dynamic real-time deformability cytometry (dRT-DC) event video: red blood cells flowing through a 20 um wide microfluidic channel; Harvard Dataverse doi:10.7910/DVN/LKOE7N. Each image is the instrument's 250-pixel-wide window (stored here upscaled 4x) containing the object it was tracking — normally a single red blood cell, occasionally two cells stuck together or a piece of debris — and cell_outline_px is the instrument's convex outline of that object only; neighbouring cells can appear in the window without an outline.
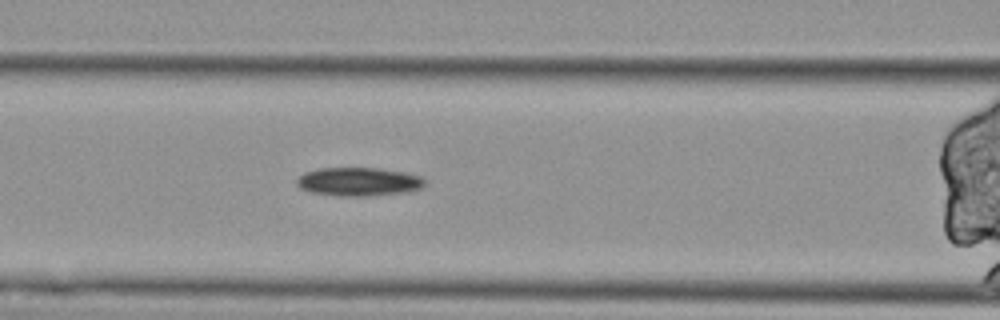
{"species": "Egyptian fruit bat (a non-hibernating species)", "species_latin": "Rousettus aegyptiacus", "temperature_condition": "cold", "stored_images_in_passage": 41, "camera_frame_rate_fps": 3000, "um_per_image_px": 0.085, "animal": {"sex": "female"}, "frame": {"image": 1, "passage_image": 11, "time_ms": 3.333, "image_size_px": [1000, 320], "cell_outline_px": [[424, 184], [420, 188], [408, 192], [368, 196], [344, 196], [312, 192], [300, 188], [296, 184], [296, 180], [304, 172], [320, 168], [380, 168], [404, 172], [420, 176], [424, 180]], "centroid_in_image_um": [30.48, 15.44], "position_along_channel_um": 136.1, "area_um2": 21.21}}
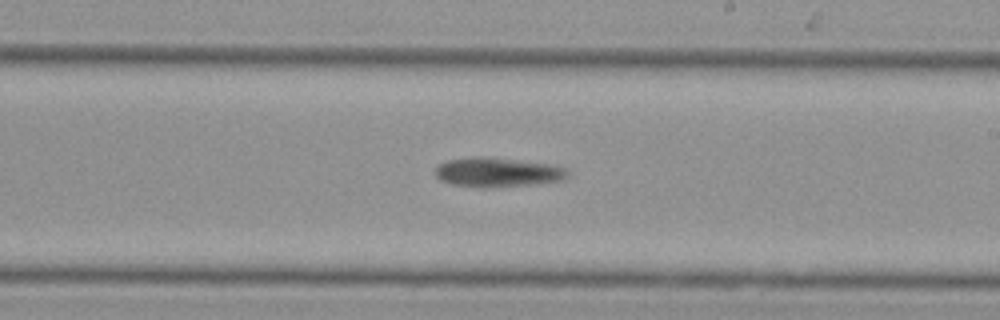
{"frame": {"image": 2, "passage_image": 21, "time_ms": 6.667, "image_size_px": [1000, 320], "cell_outline_px": [[568, 176], [564, 180], [532, 184], [484, 188], [452, 184], [440, 180], [436, 176], [436, 168], [440, 164], [448, 160], [476, 156], [484, 156], [556, 164], [568, 168]], "centroid_in_image_um": [42.35, 14.63], "position_along_channel_um": 246.7, "area_um2": 22.89}}
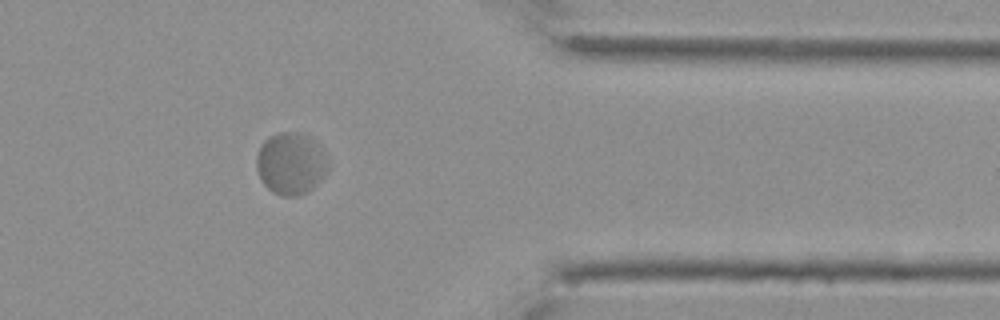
{"frame": {"image": 3, "passage_image": 35, "time_ms": 11.333, "image_size_px": [1000, 320], "cell_outline_px": [[328, 168], [324, 176], [308, 192], [300, 196], [280, 196], [272, 192], [260, 180], [256, 172], [256, 156], [260, 144], [268, 136], [280, 132], [304, 132], [312, 136], [324, 148], [328, 164]], "centroid_in_image_um": [24.72, 13.87], "position_along_channel_um": 386.7, "area_um2": 26.7}}